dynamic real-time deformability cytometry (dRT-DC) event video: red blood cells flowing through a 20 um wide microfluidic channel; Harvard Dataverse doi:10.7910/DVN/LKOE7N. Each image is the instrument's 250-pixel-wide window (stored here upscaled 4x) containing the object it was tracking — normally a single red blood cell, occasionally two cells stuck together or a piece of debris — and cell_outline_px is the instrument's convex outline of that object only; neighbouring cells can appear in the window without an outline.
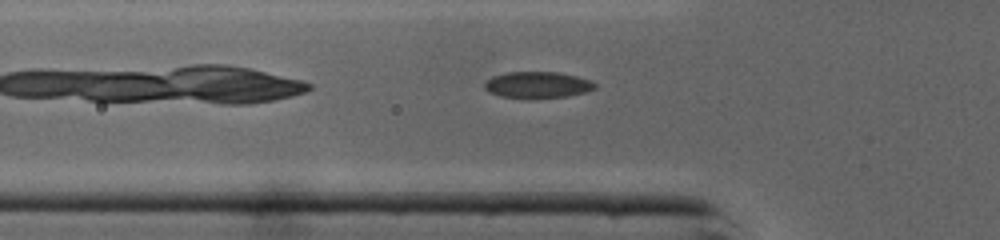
{"species": "common noctule bat (a hibernating species)", "species_latin": "Nyctalus noctula", "temperature_condition": "cold", "stored_images_in_passage": 26, "camera_frame_rate_fps": 3000, "um_per_image_px": 0.085, "animal": {"sex": "male", "body_mass_g": 19.0, "forearm_length_mm": 50.8}, "frame": {"image": 1, "passage_image": 3, "time_ms": 0.667, "image_size_px": [1000, 240], "cell_outline_px": [[596, 88], [588, 92], [568, 96], [536, 100], [500, 96], [488, 92], [484, 88], [484, 84], [492, 76], [508, 72], [560, 72], [592, 80], [596, 84]], "centroid_in_image_um": [45.72, 7.24], "position_along_channel_um": 80.1, "area_um2": 17.51}}
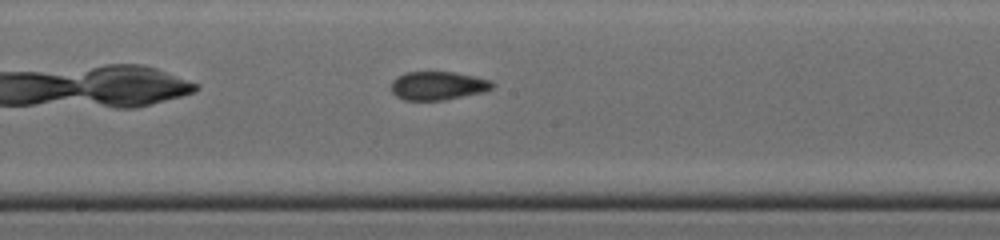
{"frame": {"image": 2, "passage_image": 12, "time_ms": 3.667, "image_size_px": [1000, 240], "cell_outline_px": [[496, 84], [492, 88], [480, 92], [444, 100], [404, 100], [396, 96], [392, 92], [392, 80], [396, 76], [404, 72], [452, 72], [492, 80]], "centroid_in_image_um": [37.19, 7.28], "position_along_channel_um": 211.0, "area_um2": 16.7}}
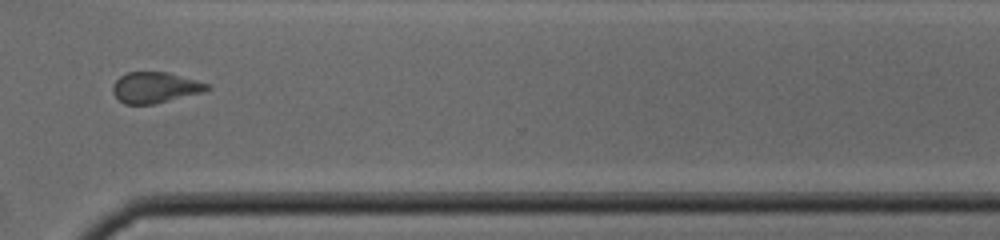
{"frame": {"image": 3, "passage_image": 22, "time_ms": 7.0, "image_size_px": [1000, 240], "cell_outline_px": [[212, 88], [204, 92], [152, 104], [124, 104], [112, 92], [112, 88], [116, 80], [120, 76], [128, 72], [168, 72], [196, 80], [208, 84]], "centroid_in_image_um": [13.19, 7.43], "position_along_channel_um": 357.4, "area_um2": 16.82}}